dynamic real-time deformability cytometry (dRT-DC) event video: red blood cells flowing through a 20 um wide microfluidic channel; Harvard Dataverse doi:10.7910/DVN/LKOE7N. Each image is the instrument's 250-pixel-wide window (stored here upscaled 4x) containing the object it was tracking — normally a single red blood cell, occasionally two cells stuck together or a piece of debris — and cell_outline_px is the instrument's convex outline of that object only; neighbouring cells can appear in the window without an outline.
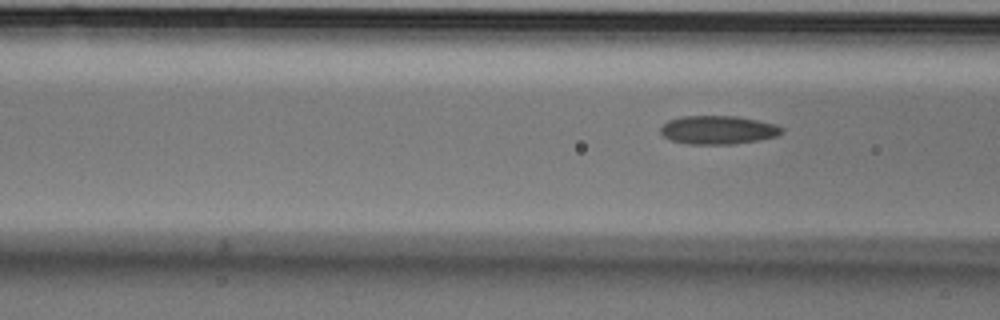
{"species": "Egyptian fruit bat (a non-hibernating species)", "species_latin": "Rousettus aegyptiacus", "temperature_condition": "cold", "stored_images_in_passage": 8, "camera_frame_rate_fps": 3000, "um_per_image_px": 0.085, "animal": {"sex": "male"}, "frame": {"image": 1, "passage_image": 8, "time_ms": 2.333, "image_size_px": [1000, 320], "cell_outline_px": [[784, 132], [776, 136], [756, 140], [732, 144], [688, 144], [672, 140], [664, 136], [660, 132], [660, 128], [668, 120], [684, 116], [736, 116], [776, 124], [784, 128]], "centroid_in_image_um": [61.04, 11.04], "position_along_channel_um": 105.6, "area_um2": 20.0}}